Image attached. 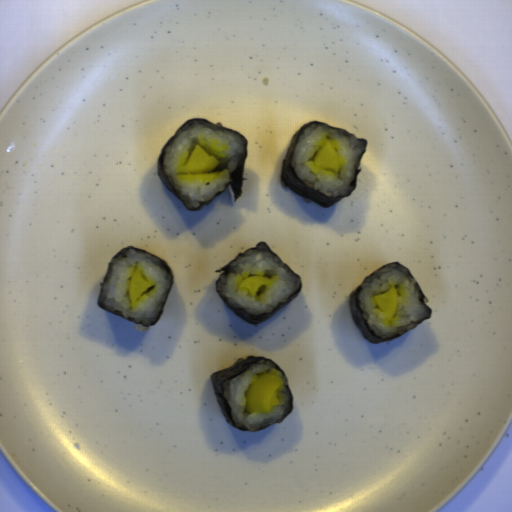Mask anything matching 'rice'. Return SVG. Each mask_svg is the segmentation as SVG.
<instances>
[{
	"label": "rice",
	"instance_id": "rice-7",
	"mask_svg": "<svg viewBox=\"0 0 512 512\" xmlns=\"http://www.w3.org/2000/svg\"><path fill=\"white\" fill-rule=\"evenodd\" d=\"M151 326L150 327H145V326H142V325H138L137 323H135L134 325V329H136L137 331L141 332V333H145V332H148L150 330Z\"/></svg>",
	"mask_w": 512,
	"mask_h": 512
},
{
	"label": "rice",
	"instance_id": "rice-5",
	"mask_svg": "<svg viewBox=\"0 0 512 512\" xmlns=\"http://www.w3.org/2000/svg\"><path fill=\"white\" fill-rule=\"evenodd\" d=\"M393 285L398 290V305L390 320L385 319L383 312L374 307L373 299L375 294H383ZM357 301L369 329L383 341L401 336L430 316L416 280L407 268L399 264H388L368 276L361 286Z\"/></svg>",
	"mask_w": 512,
	"mask_h": 512
},
{
	"label": "rice",
	"instance_id": "rice-4",
	"mask_svg": "<svg viewBox=\"0 0 512 512\" xmlns=\"http://www.w3.org/2000/svg\"><path fill=\"white\" fill-rule=\"evenodd\" d=\"M331 142L338 153L339 172L315 165L313 159L325 142ZM365 142L335 129L312 125L300 136L291 157L296 177L324 196L339 197L352 191Z\"/></svg>",
	"mask_w": 512,
	"mask_h": 512
},
{
	"label": "rice",
	"instance_id": "rice-1",
	"mask_svg": "<svg viewBox=\"0 0 512 512\" xmlns=\"http://www.w3.org/2000/svg\"><path fill=\"white\" fill-rule=\"evenodd\" d=\"M196 144L220 161L215 170L201 174L184 172ZM243 153V140L237 133L195 123L168 145L162 159L163 172L186 207L197 209L200 203L210 201L230 184Z\"/></svg>",
	"mask_w": 512,
	"mask_h": 512
},
{
	"label": "rice",
	"instance_id": "rice-2",
	"mask_svg": "<svg viewBox=\"0 0 512 512\" xmlns=\"http://www.w3.org/2000/svg\"><path fill=\"white\" fill-rule=\"evenodd\" d=\"M138 270L152 286L139 301L131 303L128 284L132 274ZM171 287L172 277L161 259L126 249L115 258L102 284L99 303L122 317L148 326L160 315Z\"/></svg>",
	"mask_w": 512,
	"mask_h": 512
},
{
	"label": "rice",
	"instance_id": "rice-6",
	"mask_svg": "<svg viewBox=\"0 0 512 512\" xmlns=\"http://www.w3.org/2000/svg\"><path fill=\"white\" fill-rule=\"evenodd\" d=\"M263 373L280 377L283 382L277 392L280 404L269 413H249L245 410V392L250 384ZM224 398L229 406L230 418L236 428L256 431L283 420L289 413L291 395L286 384L285 375L273 363L260 360L251 365L247 371L223 384Z\"/></svg>",
	"mask_w": 512,
	"mask_h": 512
},
{
	"label": "rice",
	"instance_id": "rice-3",
	"mask_svg": "<svg viewBox=\"0 0 512 512\" xmlns=\"http://www.w3.org/2000/svg\"><path fill=\"white\" fill-rule=\"evenodd\" d=\"M262 276L272 279L271 286H263L255 297L239 289L243 280ZM300 282L266 245H258L235 261L221 276L216 286L223 299L233 308L242 309L250 315L272 312L297 291Z\"/></svg>",
	"mask_w": 512,
	"mask_h": 512
}]
</instances>
